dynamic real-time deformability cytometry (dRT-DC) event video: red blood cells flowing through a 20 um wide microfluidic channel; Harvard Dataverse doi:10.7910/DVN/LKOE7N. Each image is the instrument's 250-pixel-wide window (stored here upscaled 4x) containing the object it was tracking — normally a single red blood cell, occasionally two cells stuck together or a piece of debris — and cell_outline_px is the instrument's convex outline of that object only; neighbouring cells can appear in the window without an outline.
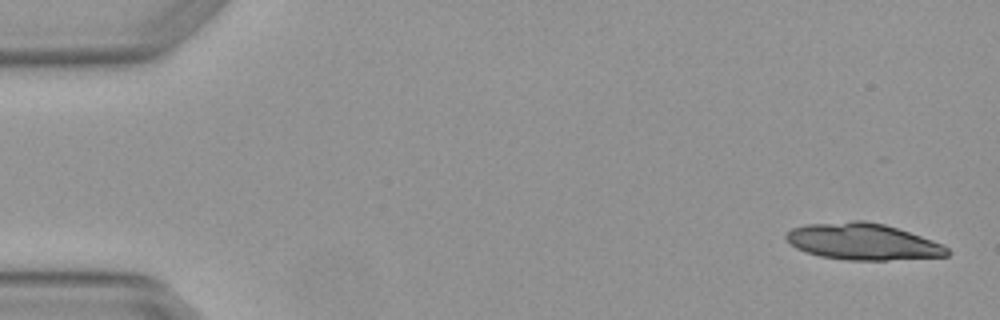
{"species": "Egyptian fruit bat (a non-hibernating species)", "species_latin": "Rousettus aegyptiacus", "temperature_condition": "warm", "stored_images_in_passage": 8, "camera_frame_rate_fps": 3000, "um_per_image_px": 0.085, "animal": {"sex": "female"}, "frame": {"image": 1, "passage_image": 1, "time_ms": 0.0, "image_size_px": [1000, 320], "cell_outline_px": [[952, 252], [948, 256], [888, 260], [848, 260], [820, 256], [804, 252], [796, 248], [784, 236], [792, 228], [804, 224], [852, 220], [864, 220], [884, 224], [944, 244]], "centroid_in_image_um": [73.34, 20.53], "position_along_channel_um": 11.7, "area_um2": 34.39}}
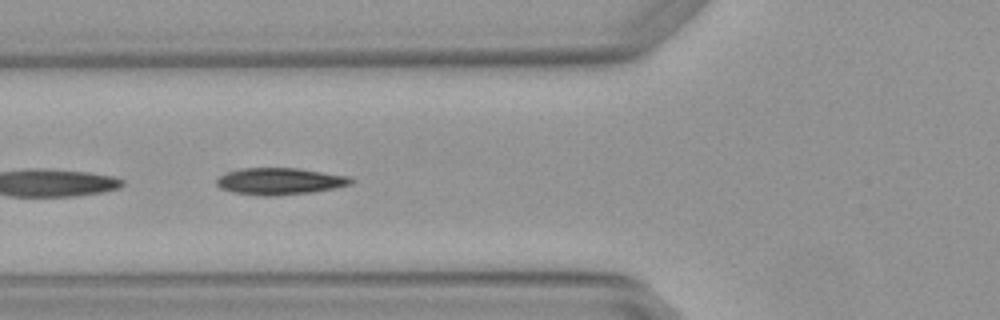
{"frame": {"image": 2, "passage_image": 5, "time_ms": 1.333, "image_size_px": [1000, 320], "cell_outline_px": [[356, 180], [352, 184], [336, 188], [312, 192], [276, 196], [264, 196], [232, 192], [220, 188], [216, 184], [216, 180], [224, 172], [240, 168], [300, 168], [348, 176]], "centroid_in_image_um": [23.79, 15.4], "position_along_channel_um": 102.0, "area_um2": 21.27}}
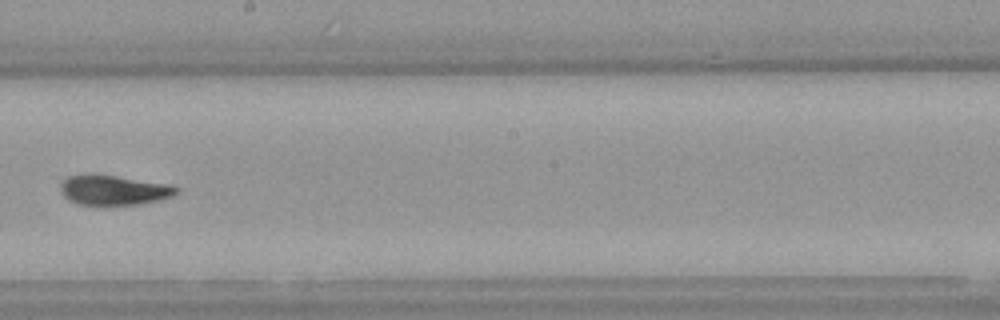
{"frame": {"image": 3, "passage_image": 8, "time_ms": 2.333, "image_size_px": [1000, 320], "cell_outline_px": [[180, 192], [172, 196], [140, 204], [100, 208], [76, 204], [68, 200], [60, 192], [60, 184], [64, 176], [88, 172], [96, 172], [168, 184], [180, 188]], "centroid_in_image_um": [9.56, 16.16], "position_along_channel_um": 238.6, "area_um2": 21.68}}